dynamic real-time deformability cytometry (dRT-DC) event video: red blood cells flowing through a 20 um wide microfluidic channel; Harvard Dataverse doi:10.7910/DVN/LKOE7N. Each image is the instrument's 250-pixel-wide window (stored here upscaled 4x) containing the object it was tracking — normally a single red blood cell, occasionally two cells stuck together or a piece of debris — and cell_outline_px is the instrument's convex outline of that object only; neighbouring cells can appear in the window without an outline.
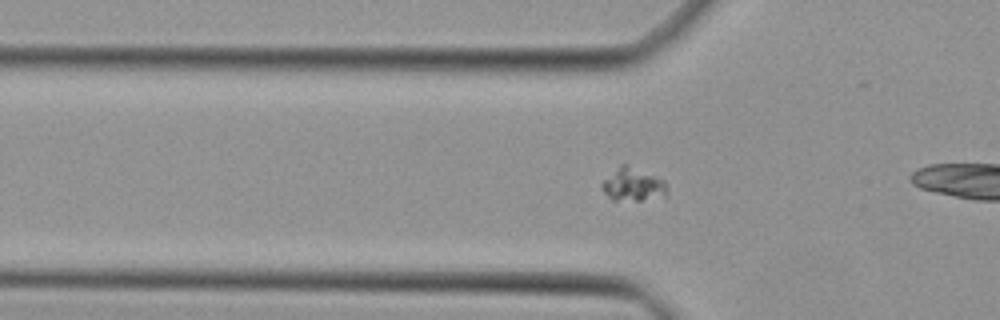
{"species": "Egyptian fruit bat (a non-hibernating species)", "species_latin": "Rousettus aegyptiacus", "temperature_condition": "cold", "stored_images_in_passage": 18, "camera_frame_rate_fps": 3000, "um_per_image_px": 0.085, "animal": {"sex": "female"}, "frame": {"image": 1, "passage_image": 16, "time_ms": 5.0, "image_size_px": [1000, 320], "cell_outline_px": [[668, 196], [640, 200], [612, 200], [600, 188], [600, 184], [620, 164], [628, 164], [664, 180], [668, 188]], "centroid_in_image_um": [53.82, 15.69], "position_along_channel_um": 72.0, "area_um2": 12.66}}